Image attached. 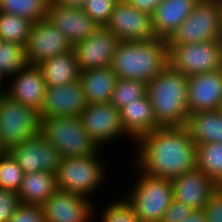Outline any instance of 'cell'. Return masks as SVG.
<instances>
[{"mask_svg":"<svg viewBox=\"0 0 222 222\" xmlns=\"http://www.w3.org/2000/svg\"><path fill=\"white\" fill-rule=\"evenodd\" d=\"M135 144L133 164L149 176L173 179L196 168L197 145L185 126L158 127Z\"/></svg>","mask_w":222,"mask_h":222,"instance_id":"cell-1","label":"cell"},{"mask_svg":"<svg viewBox=\"0 0 222 222\" xmlns=\"http://www.w3.org/2000/svg\"><path fill=\"white\" fill-rule=\"evenodd\" d=\"M169 65L167 40L121 41L112 58L111 70L119 79L150 83Z\"/></svg>","mask_w":222,"mask_h":222,"instance_id":"cell-2","label":"cell"},{"mask_svg":"<svg viewBox=\"0 0 222 222\" xmlns=\"http://www.w3.org/2000/svg\"><path fill=\"white\" fill-rule=\"evenodd\" d=\"M188 77L169 65L147 84L156 123L160 127L186 126Z\"/></svg>","mask_w":222,"mask_h":222,"instance_id":"cell-3","label":"cell"},{"mask_svg":"<svg viewBox=\"0 0 222 222\" xmlns=\"http://www.w3.org/2000/svg\"><path fill=\"white\" fill-rule=\"evenodd\" d=\"M40 134L59 150L62 158L100 153L101 148L76 116L40 118Z\"/></svg>","mask_w":222,"mask_h":222,"instance_id":"cell-4","label":"cell"},{"mask_svg":"<svg viewBox=\"0 0 222 222\" xmlns=\"http://www.w3.org/2000/svg\"><path fill=\"white\" fill-rule=\"evenodd\" d=\"M134 168L139 178L125 198L133 206L140 222H161L174 199L172 181L149 176L136 166Z\"/></svg>","mask_w":222,"mask_h":222,"instance_id":"cell-5","label":"cell"},{"mask_svg":"<svg viewBox=\"0 0 222 222\" xmlns=\"http://www.w3.org/2000/svg\"><path fill=\"white\" fill-rule=\"evenodd\" d=\"M222 40V1L199 0L189 17L167 39V45Z\"/></svg>","mask_w":222,"mask_h":222,"instance_id":"cell-6","label":"cell"},{"mask_svg":"<svg viewBox=\"0 0 222 222\" xmlns=\"http://www.w3.org/2000/svg\"><path fill=\"white\" fill-rule=\"evenodd\" d=\"M99 155L62 158L55 174L57 188L90 198L107 178L106 164Z\"/></svg>","mask_w":222,"mask_h":222,"instance_id":"cell-7","label":"cell"},{"mask_svg":"<svg viewBox=\"0 0 222 222\" xmlns=\"http://www.w3.org/2000/svg\"><path fill=\"white\" fill-rule=\"evenodd\" d=\"M40 133V116L34 108L0 95V139L9 150Z\"/></svg>","mask_w":222,"mask_h":222,"instance_id":"cell-8","label":"cell"},{"mask_svg":"<svg viewBox=\"0 0 222 222\" xmlns=\"http://www.w3.org/2000/svg\"><path fill=\"white\" fill-rule=\"evenodd\" d=\"M168 61L187 77L222 69V40L168 45Z\"/></svg>","mask_w":222,"mask_h":222,"instance_id":"cell-9","label":"cell"},{"mask_svg":"<svg viewBox=\"0 0 222 222\" xmlns=\"http://www.w3.org/2000/svg\"><path fill=\"white\" fill-rule=\"evenodd\" d=\"M105 27L120 41H152L158 38L153 29L152 16L124 0H119L115 4Z\"/></svg>","mask_w":222,"mask_h":222,"instance_id":"cell-10","label":"cell"},{"mask_svg":"<svg viewBox=\"0 0 222 222\" xmlns=\"http://www.w3.org/2000/svg\"><path fill=\"white\" fill-rule=\"evenodd\" d=\"M79 118L89 136L101 148L121 136L131 139L123 129L120 111L110 102L88 104Z\"/></svg>","mask_w":222,"mask_h":222,"instance_id":"cell-11","label":"cell"},{"mask_svg":"<svg viewBox=\"0 0 222 222\" xmlns=\"http://www.w3.org/2000/svg\"><path fill=\"white\" fill-rule=\"evenodd\" d=\"M28 65L42 61L73 49L70 41L46 18L32 24L25 46Z\"/></svg>","mask_w":222,"mask_h":222,"instance_id":"cell-12","label":"cell"},{"mask_svg":"<svg viewBox=\"0 0 222 222\" xmlns=\"http://www.w3.org/2000/svg\"><path fill=\"white\" fill-rule=\"evenodd\" d=\"M24 174L47 171L56 174L62 156L40 133L8 150Z\"/></svg>","mask_w":222,"mask_h":222,"instance_id":"cell-13","label":"cell"},{"mask_svg":"<svg viewBox=\"0 0 222 222\" xmlns=\"http://www.w3.org/2000/svg\"><path fill=\"white\" fill-rule=\"evenodd\" d=\"M120 42L111 30L101 26L89 38L73 45L79 70L110 67Z\"/></svg>","mask_w":222,"mask_h":222,"instance_id":"cell-14","label":"cell"},{"mask_svg":"<svg viewBox=\"0 0 222 222\" xmlns=\"http://www.w3.org/2000/svg\"><path fill=\"white\" fill-rule=\"evenodd\" d=\"M94 207L90 198L59 189L42 205L46 222H93Z\"/></svg>","mask_w":222,"mask_h":222,"instance_id":"cell-15","label":"cell"},{"mask_svg":"<svg viewBox=\"0 0 222 222\" xmlns=\"http://www.w3.org/2000/svg\"><path fill=\"white\" fill-rule=\"evenodd\" d=\"M189 114L222 109V69L188 76Z\"/></svg>","mask_w":222,"mask_h":222,"instance_id":"cell-16","label":"cell"},{"mask_svg":"<svg viewBox=\"0 0 222 222\" xmlns=\"http://www.w3.org/2000/svg\"><path fill=\"white\" fill-rule=\"evenodd\" d=\"M88 103L80 80L63 86L47 87L40 118L79 117Z\"/></svg>","mask_w":222,"mask_h":222,"instance_id":"cell-17","label":"cell"},{"mask_svg":"<svg viewBox=\"0 0 222 222\" xmlns=\"http://www.w3.org/2000/svg\"><path fill=\"white\" fill-rule=\"evenodd\" d=\"M47 20L52 23L72 45L89 38L101 26L82 8L63 7L52 0L47 12Z\"/></svg>","mask_w":222,"mask_h":222,"instance_id":"cell-18","label":"cell"},{"mask_svg":"<svg viewBox=\"0 0 222 222\" xmlns=\"http://www.w3.org/2000/svg\"><path fill=\"white\" fill-rule=\"evenodd\" d=\"M171 181L174 200L193 210L204 209L208 198L219 187L205 172L197 168Z\"/></svg>","mask_w":222,"mask_h":222,"instance_id":"cell-19","label":"cell"},{"mask_svg":"<svg viewBox=\"0 0 222 222\" xmlns=\"http://www.w3.org/2000/svg\"><path fill=\"white\" fill-rule=\"evenodd\" d=\"M10 79L12 81L7 87L6 95L40 112L44 104L47 84L39 68L36 65H27L7 81Z\"/></svg>","mask_w":222,"mask_h":222,"instance_id":"cell-20","label":"cell"},{"mask_svg":"<svg viewBox=\"0 0 222 222\" xmlns=\"http://www.w3.org/2000/svg\"><path fill=\"white\" fill-rule=\"evenodd\" d=\"M199 0H163L152 15L153 29L158 38L168 39L186 20Z\"/></svg>","mask_w":222,"mask_h":222,"instance_id":"cell-21","label":"cell"},{"mask_svg":"<svg viewBox=\"0 0 222 222\" xmlns=\"http://www.w3.org/2000/svg\"><path fill=\"white\" fill-rule=\"evenodd\" d=\"M121 123L132 143L160 127L156 123L151 101L146 94L120 110Z\"/></svg>","mask_w":222,"mask_h":222,"instance_id":"cell-22","label":"cell"},{"mask_svg":"<svg viewBox=\"0 0 222 222\" xmlns=\"http://www.w3.org/2000/svg\"><path fill=\"white\" fill-rule=\"evenodd\" d=\"M82 84L88 104L109 103L118 80L110 67L80 71Z\"/></svg>","mask_w":222,"mask_h":222,"instance_id":"cell-23","label":"cell"},{"mask_svg":"<svg viewBox=\"0 0 222 222\" xmlns=\"http://www.w3.org/2000/svg\"><path fill=\"white\" fill-rule=\"evenodd\" d=\"M47 87L63 86L79 80L80 70L74 50L42 61L37 65Z\"/></svg>","mask_w":222,"mask_h":222,"instance_id":"cell-24","label":"cell"},{"mask_svg":"<svg viewBox=\"0 0 222 222\" xmlns=\"http://www.w3.org/2000/svg\"><path fill=\"white\" fill-rule=\"evenodd\" d=\"M185 127L196 145L222 142V109L189 114Z\"/></svg>","mask_w":222,"mask_h":222,"instance_id":"cell-25","label":"cell"},{"mask_svg":"<svg viewBox=\"0 0 222 222\" xmlns=\"http://www.w3.org/2000/svg\"><path fill=\"white\" fill-rule=\"evenodd\" d=\"M57 190L55 174L35 171L23 175L18 195L21 203L43 205Z\"/></svg>","mask_w":222,"mask_h":222,"instance_id":"cell-26","label":"cell"},{"mask_svg":"<svg viewBox=\"0 0 222 222\" xmlns=\"http://www.w3.org/2000/svg\"><path fill=\"white\" fill-rule=\"evenodd\" d=\"M196 168L222 186V142L197 145Z\"/></svg>","mask_w":222,"mask_h":222,"instance_id":"cell-27","label":"cell"},{"mask_svg":"<svg viewBox=\"0 0 222 222\" xmlns=\"http://www.w3.org/2000/svg\"><path fill=\"white\" fill-rule=\"evenodd\" d=\"M51 0H0V12L14 14L33 23L47 18Z\"/></svg>","mask_w":222,"mask_h":222,"instance_id":"cell-28","label":"cell"},{"mask_svg":"<svg viewBox=\"0 0 222 222\" xmlns=\"http://www.w3.org/2000/svg\"><path fill=\"white\" fill-rule=\"evenodd\" d=\"M32 24L27 18L0 12V36L4 42L26 46Z\"/></svg>","mask_w":222,"mask_h":222,"instance_id":"cell-29","label":"cell"},{"mask_svg":"<svg viewBox=\"0 0 222 222\" xmlns=\"http://www.w3.org/2000/svg\"><path fill=\"white\" fill-rule=\"evenodd\" d=\"M28 65L25 46L3 42L0 46V73L5 80Z\"/></svg>","mask_w":222,"mask_h":222,"instance_id":"cell-30","label":"cell"},{"mask_svg":"<svg viewBox=\"0 0 222 222\" xmlns=\"http://www.w3.org/2000/svg\"><path fill=\"white\" fill-rule=\"evenodd\" d=\"M146 93V83L139 80L118 78L110 103L120 111L126 105L144 97Z\"/></svg>","mask_w":222,"mask_h":222,"instance_id":"cell-31","label":"cell"},{"mask_svg":"<svg viewBox=\"0 0 222 222\" xmlns=\"http://www.w3.org/2000/svg\"><path fill=\"white\" fill-rule=\"evenodd\" d=\"M23 171L14 157L7 152L0 157V188L18 193L23 180Z\"/></svg>","mask_w":222,"mask_h":222,"instance_id":"cell-32","label":"cell"},{"mask_svg":"<svg viewBox=\"0 0 222 222\" xmlns=\"http://www.w3.org/2000/svg\"><path fill=\"white\" fill-rule=\"evenodd\" d=\"M101 211L103 212L102 216L100 215V222H140L139 216L125 197L109 203Z\"/></svg>","mask_w":222,"mask_h":222,"instance_id":"cell-33","label":"cell"},{"mask_svg":"<svg viewBox=\"0 0 222 222\" xmlns=\"http://www.w3.org/2000/svg\"><path fill=\"white\" fill-rule=\"evenodd\" d=\"M118 1L119 0H86L82 10L100 26H105Z\"/></svg>","mask_w":222,"mask_h":222,"instance_id":"cell-34","label":"cell"},{"mask_svg":"<svg viewBox=\"0 0 222 222\" xmlns=\"http://www.w3.org/2000/svg\"><path fill=\"white\" fill-rule=\"evenodd\" d=\"M9 222H46L42 205L20 203Z\"/></svg>","mask_w":222,"mask_h":222,"instance_id":"cell-35","label":"cell"},{"mask_svg":"<svg viewBox=\"0 0 222 222\" xmlns=\"http://www.w3.org/2000/svg\"><path fill=\"white\" fill-rule=\"evenodd\" d=\"M20 203L18 193L0 188V222H9Z\"/></svg>","mask_w":222,"mask_h":222,"instance_id":"cell-36","label":"cell"},{"mask_svg":"<svg viewBox=\"0 0 222 222\" xmlns=\"http://www.w3.org/2000/svg\"><path fill=\"white\" fill-rule=\"evenodd\" d=\"M204 211L207 222H222V186H219L208 198Z\"/></svg>","mask_w":222,"mask_h":222,"instance_id":"cell-37","label":"cell"},{"mask_svg":"<svg viewBox=\"0 0 222 222\" xmlns=\"http://www.w3.org/2000/svg\"><path fill=\"white\" fill-rule=\"evenodd\" d=\"M193 209L173 199L164 213L161 222H182L184 218L190 215Z\"/></svg>","mask_w":222,"mask_h":222,"instance_id":"cell-38","label":"cell"},{"mask_svg":"<svg viewBox=\"0 0 222 222\" xmlns=\"http://www.w3.org/2000/svg\"><path fill=\"white\" fill-rule=\"evenodd\" d=\"M125 2L133 5L138 10L148 15H153L159 3L163 0H124Z\"/></svg>","mask_w":222,"mask_h":222,"instance_id":"cell-39","label":"cell"},{"mask_svg":"<svg viewBox=\"0 0 222 222\" xmlns=\"http://www.w3.org/2000/svg\"><path fill=\"white\" fill-rule=\"evenodd\" d=\"M182 222H207L204 209L193 210Z\"/></svg>","mask_w":222,"mask_h":222,"instance_id":"cell-40","label":"cell"},{"mask_svg":"<svg viewBox=\"0 0 222 222\" xmlns=\"http://www.w3.org/2000/svg\"><path fill=\"white\" fill-rule=\"evenodd\" d=\"M55 4L63 7L82 8L86 0H52Z\"/></svg>","mask_w":222,"mask_h":222,"instance_id":"cell-41","label":"cell"},{"mask_svg":"<svg viewBox=\"0 0 222 222\" xmlns=\"http://www.w3.org/2000/svg\"><path fill=\"white\" fill-rule=\"evenodd\" d=\"M4 79H5L4 76H2V74L0 73V88H1L0 89V95L6 94L7 87L4 86V90H3V86L1 85L2 83L5 84Z\"/></svg>","mask_w":222,"mask_h":222,"instance_id":"cell-42","label":"cell"},{"mask_svg":"<svg viewBox=\"0 0 222 222\" xmlns=\"http://www.w3.org/2000/svg\"><path fill=\"white\" fill-rule=\"evenodd\" d=\"M8 152L7 148L3 145L0 139V157L4 156Z\"/></svg>","mask_w":222,"mask_h":222,"instance_id":"cell-43","label":"cell"},{"mask_svg":"<svg viewBox=\"0 0 222 222\" xmlns=\"http://www.w3.org/2000/svg\"><path fill=\"white\" fill-rule=\"evenodd\" d=\"M3 42H4V41H3L2 37L0 36V46H1V44H2Z\"/></svg>","mask_w":222,"mask_h":222,"instance_id":"cell-44","label":"cell"}]
</instances>
